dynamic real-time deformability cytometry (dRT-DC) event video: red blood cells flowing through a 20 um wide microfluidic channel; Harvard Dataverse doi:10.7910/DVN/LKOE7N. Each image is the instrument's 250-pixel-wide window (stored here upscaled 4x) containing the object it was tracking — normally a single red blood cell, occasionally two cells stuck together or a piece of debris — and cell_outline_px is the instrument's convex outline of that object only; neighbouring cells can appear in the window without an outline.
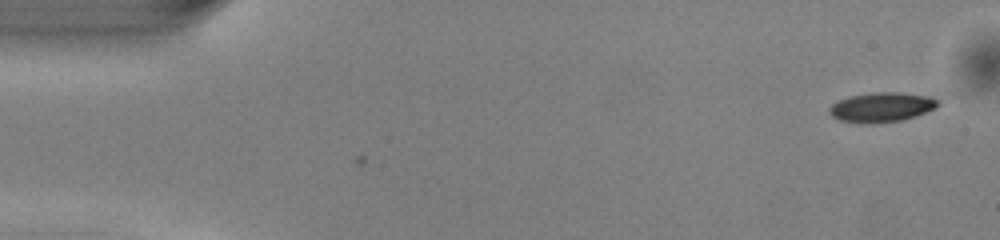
{"species": "common noctule bat (a hibernating species)", "species_latin": "Nyctalus noctula", "temperature_condition": "warm", "stored_images_in_passage": 4, "camera_frame_rate_fps": 3000, "um_per_image_px": 0.085, "animal": {"sex": "male", "body_mass_g": 13.0, "forearm_length_mm": 53.1}, "frame": {"image": 1, "passage_image": 4, "time_ms": 1.0, "image_size_px": [1000, 240], "cell_outline_px": [[940, 104], [936, 108], [916, 116], [900, 120], [872, 124], [860, 124], [840, 120], [832, 116], [828, 112], [828, 108], [836, 100], [848, 96], [872, 92], [900, 92], [932, 96], [940, 100]], "centroid_in_image_um": [74.93, 9.1], "position_along_channel_um": 10.1, "area_um2": 19.25}}